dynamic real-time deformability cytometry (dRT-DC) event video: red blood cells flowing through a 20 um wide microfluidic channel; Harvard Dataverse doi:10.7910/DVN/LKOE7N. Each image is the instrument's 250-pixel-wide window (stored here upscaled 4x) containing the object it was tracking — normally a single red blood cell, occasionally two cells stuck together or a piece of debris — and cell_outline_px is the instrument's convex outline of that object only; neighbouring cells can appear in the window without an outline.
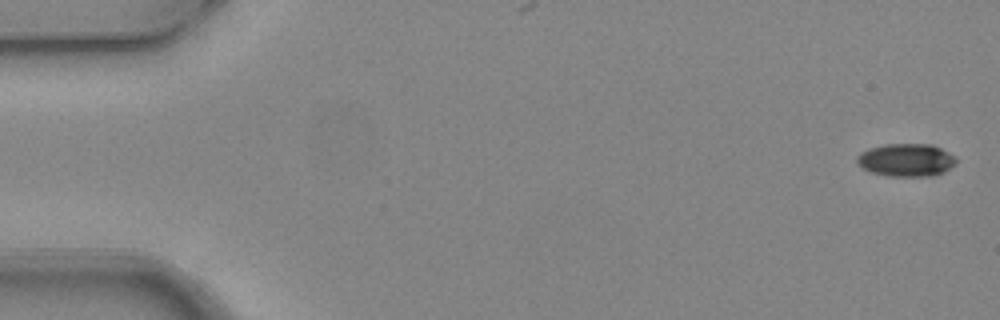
{"species": "common noctule bat (a hibernating species)", "species_latin": "Nyctalus noctula", "temperature_condition": "warm", "stored_images_in_passage": 4, "camera_frame_rate_fps": 3000, "um_per_image_px": 0.085, "animal": {"sex": "female", "body_mass_g": 24.6, "forearm_length_mm": 56.2}, "frame": {"image": 1, "passage_image": 1, "time_ms": 0.0, "image_size_px": [1000, 320], "cell_outline_px": [[956, 164], [944, 172], [936, 176], [888, 176], [872, 172], [864, 168], [856, 160], [856, 156], [860, 152], [868, 148], [884, 144], [932, 144], [948, 152], [956, 160]], "centroid_in_image_um": [77.03, 13.6], "position_along_channel_um": 8.0, "area_um2": 19.02}}
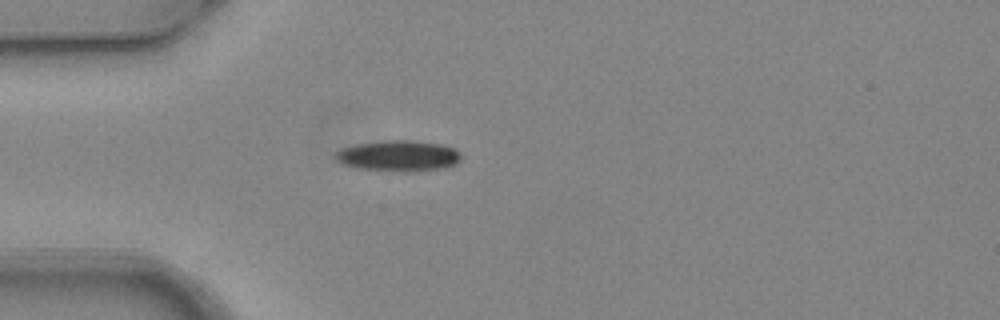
{"frame": {"image": 2, "passage_image": 4, "time_ms": 1.0, "image_size_px": [1000, 320], "cell_outline_px": [[460, 160], [456, 164], [444, 168], [412, 172], [360, 168], [344, 164], [336, 160], [336, 152], [340, 148], [356, 144], [380, 140], [412, 140], [444, 144], [456, 148], [460, 152]], "centroid_in_image_um": [33.92, 13.23], "position_along_channel_um": 51.1, "area_um2": 22.77}}